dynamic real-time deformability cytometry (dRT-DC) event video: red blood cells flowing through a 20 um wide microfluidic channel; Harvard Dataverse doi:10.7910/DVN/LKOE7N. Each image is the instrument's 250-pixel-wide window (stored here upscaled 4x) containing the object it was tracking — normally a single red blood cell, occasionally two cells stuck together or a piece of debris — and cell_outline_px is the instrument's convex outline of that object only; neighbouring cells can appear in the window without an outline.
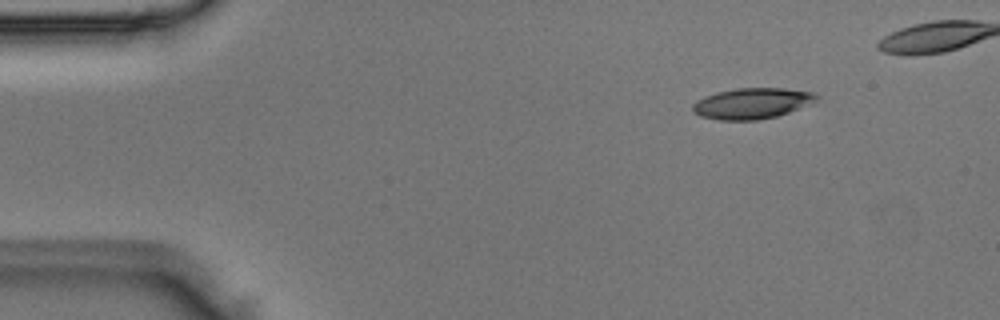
{"species": "Egyptian fruit bat (a non-hibernating species)", "species_latin": "Rousettus aegyptiacus", "temperature_condition": "room temperature", "stored_images_in_passage": 5, "camera_frame_rate_fps": 3000, "um_per_image_px": 0.085, "animal": {"sex": "male"}, "frame": {"image": 1, "passage_image": 2, "time_ms": 0.333, "image_size_px": [1000, 320], "cell_outline_px": [[820, 96], [816, 100], [788, 112], [776, 116], [756, 120], [720, 120], [700, 116], [692, 112], [692, 104], [696, 100], [704, 96], [716, 92], [736, 88], [784, 88], [812, 92]], "centroid_in_image_um": [63.85, 8.78], "position_along_channel_um": 21.1, "area_um2": 22.14}}